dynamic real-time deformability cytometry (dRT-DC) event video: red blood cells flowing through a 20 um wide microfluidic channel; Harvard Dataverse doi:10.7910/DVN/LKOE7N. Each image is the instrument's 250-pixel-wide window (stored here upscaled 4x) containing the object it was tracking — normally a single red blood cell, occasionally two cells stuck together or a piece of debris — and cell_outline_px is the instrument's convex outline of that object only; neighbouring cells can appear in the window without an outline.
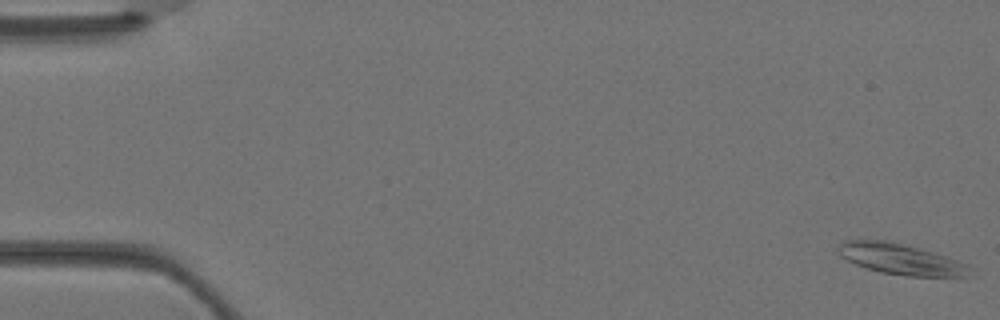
{"species": "Egyptian fruit bat (a non-hibernating species)", "species_latin": "Rousettus aegyptiacus", "temperature_condition": "warm", "stored_images_in_passage": 5, "camera_frame_rate_fps": 3000, "um_per_image_px": 0.085, "animal": {"sex": "female"}, "frame": {"image": 1, "passage_image": 1, "time_ms": 0.0, "image_size_px": [1000, 320], "cell_outline_px": [[976, 276], [908, 276], [880, 272], [856, 264], [840, 256], [836, 248], [844, 240], [888, 240], [936, 252], [948, 256], [968, 264], [976, 268]], "centroid_in_image_um": [76.69, 22.03], "position_along_channel_um": 8.3, "area_um2": 24.16}}
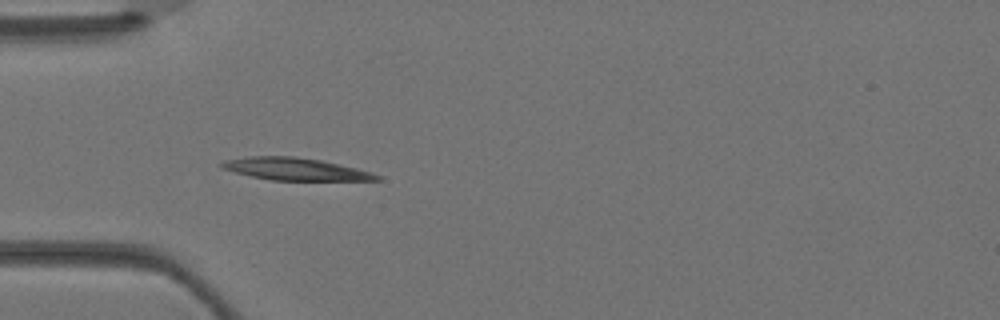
{"frame": {"image": 2, "passage_image": 4, "time_ms": 1.0, "image_size_px": [1000, 320], "cell_outline_px": [[380, 180], [272, 180], [252, 176], [220, 168], [216, 164], [224, 160], [248, 156], [296, 156], [320, 160], [356, 168], [372, 172], [380, 176]], "centroid_in_image_um": [25.04, 14.36], "position_along_channel_um": 60.0, "area_um2": 20.11}}
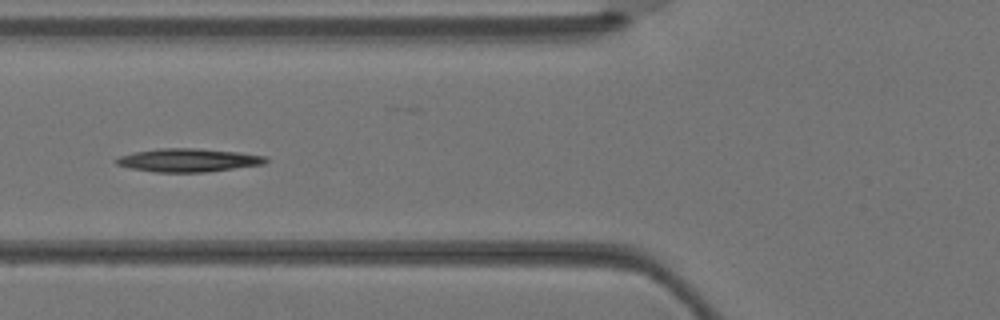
{"frame": {"image": 3, "passage_image": 5, "time_ms": 1.333, "image_size_px": [1000, 320], "cell_outline_px": [[268, 160], [264, 164], [204, 172], [156, 172], [132, 168], [116, 164], [112, 160], [120, 156], [132, 152], [160, 148], [200, 148], [240, 152], [268, 156]], "centroid_in_image_um": [16.01, 13.6], "position_along_channel_um": 109.8, "area_um2": 20.4}}